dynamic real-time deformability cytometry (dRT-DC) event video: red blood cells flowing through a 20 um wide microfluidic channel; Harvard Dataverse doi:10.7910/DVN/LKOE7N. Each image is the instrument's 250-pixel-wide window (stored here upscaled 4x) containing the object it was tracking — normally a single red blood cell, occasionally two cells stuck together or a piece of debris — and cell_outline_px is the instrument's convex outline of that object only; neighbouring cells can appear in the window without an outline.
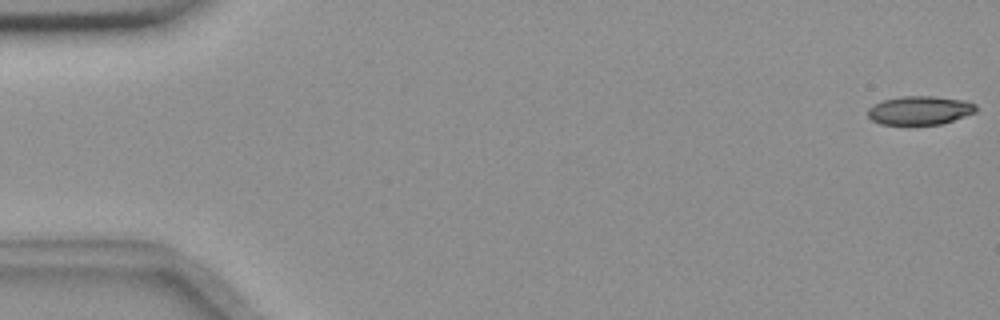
{"species": "common noctule bat (a hibernating species)", "species_latin": "Nyctalus noctula", "temperature_condition": "room temperature", "stored_images_in_passage": 56, "camera_frame_rate_fps": 3000, "um_per_image_px": 0.085, "animal": {"sex": "female", "body_mass_g": 18.4}, "frame": {"image": 1, "passage_image": 1, "time_ms": 0.0, "image_size_px": [1000, 320], "cell_outline_px": [[976, 112], [940, 124], [880, 124], [872, 120], [868, 116], [868, 108], [884, 100], [900, 96], [932, 96], [964, 100], [976, 104]], "centroid_in_image_um": [78.18, 9.37], "position_along_channel_um": 6.8, "area_um2": 17.86}}
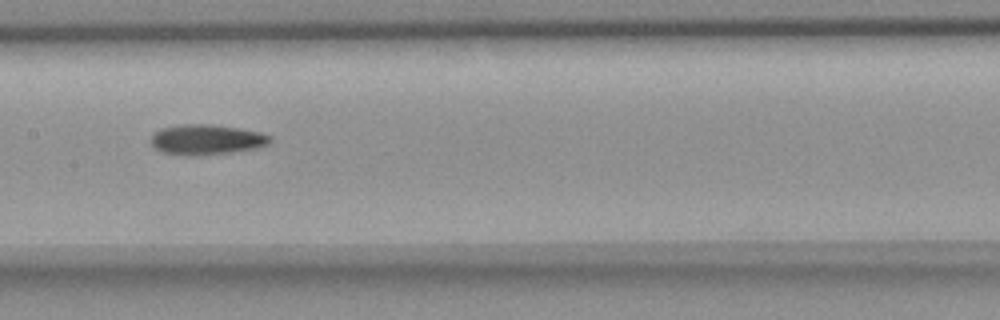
{"frame": {"image": 2, "passage_image": 28, "time_ms": 9.0, "image_size_px": [1000, 320], "cell_outline_px": [[272, 140], [268, 144], [256, 148], [232, 152], [200, 156], [184, 156], [160, 152], [152, 144], [152, 136], [160, 128], [180, 124], [212, 124], [260, 132], [272, 136]], "centroid_in_image_um": [17.55, 11.88], "position_along_channel_um": 189.9, "area_um2": 21.15}}
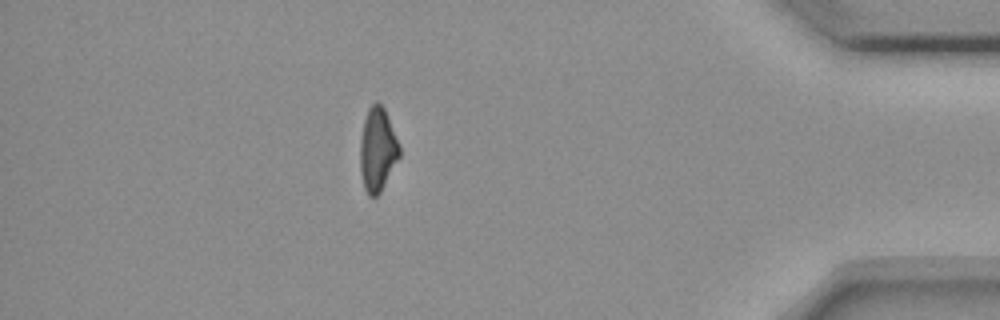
{"frame": {"image": 3, "passage_image": 49, "time_ms": 16.0, "image_size_px": [1000, 320], "cell_outline_px": [[400, 156], [380, 192], [376, 196], [368, 196], [364, 188], [360, 172], [360, 140], [364, 120], [368, 108], [376, 100], [384, 108], [400, 144]], "centroid_in_image_um": [32.09, 12.71], "position_along_channel_um": 403.1, "area_um2": 19.19}, "authors_computed_cell_mechanics": {"area_um2": 19.7965, "velocity_mm_per_s": 3.6811, "shape_relaxation_time_tau1_ms": 9.2708, "shape_relaxation_time_tau2_ms": null, "deformation_change_tau1": 0.2178, "deformation_change_tau2": null}}